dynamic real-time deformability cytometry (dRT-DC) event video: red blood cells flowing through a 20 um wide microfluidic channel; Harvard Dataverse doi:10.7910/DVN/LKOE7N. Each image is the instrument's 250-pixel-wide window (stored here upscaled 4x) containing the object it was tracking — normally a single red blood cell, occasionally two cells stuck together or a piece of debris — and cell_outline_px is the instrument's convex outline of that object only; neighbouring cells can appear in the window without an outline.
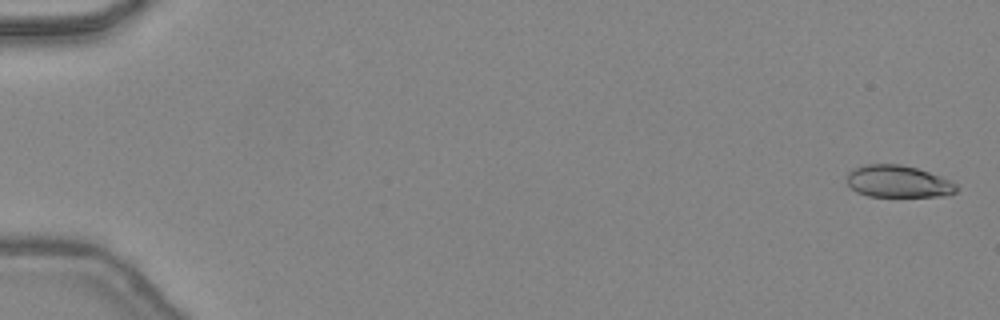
{"species": "common noctule bat (a hibernating species)", "species_latin": "Nyctalus noctula", "temperature_condition": "warm", "stored_images_in_passage": 48, "camera_frame_rate_fps": 3000, "um_per_image_px": 0.085, "animal": {"sex": "female", "body_mass_g": 24.6, "forearm_length_mm": 56.2}, "frame": {"image": 1, "passage_image": 2, "time_ms": 0.333, "image_size_px": [1000, 320], "cell_outline_px": [[960, 188], [956, 192], [948, 196], [868, 196], [856, 192], [848, 184], [848, 172], [856, 168], [868, 164], [900, 164], [916, 168], [940, 176], [956, 184]], "centroid_in_image_um": [76.37, 15.44], "position_along_channel_um": 8.6, "area_um2": 20.35}}
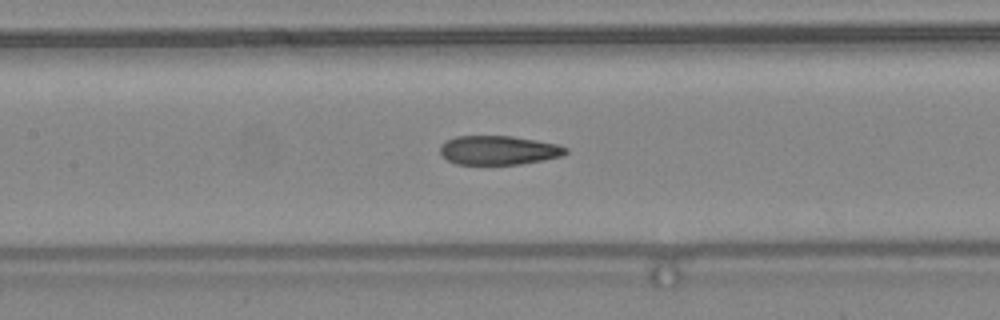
{"frame": {"image": 2, "passage_image": 24, "time_ms": 7.667, "image_size_px": [1000, 320], "cell_outline_px": [[568, 152], [564, 156], [544, 160], [520, 164], [456, 164], [448, 160], [440, 152], [440, 144], [456, 136], [512, 136], [536, 140], [556, 144], [568, 148]], "centroid_in_image_um": [42.41, 12.77], "position_along_channel_um": 165.0, "area_um2": 21.27}}
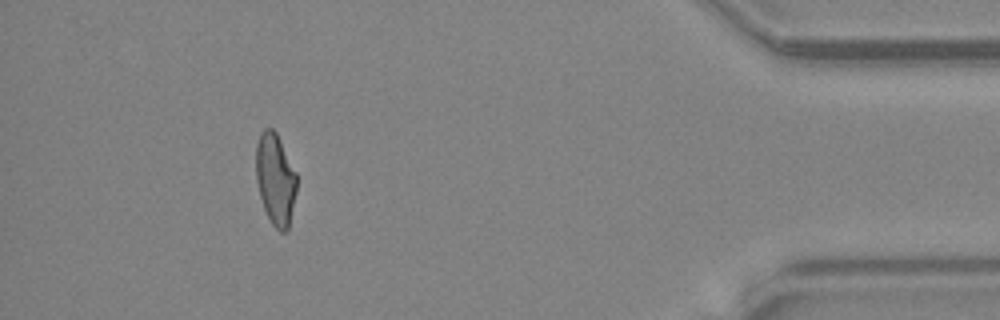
{"frame": {"image": 3, "passage_image": 44, "time_ms": 14.333, "image_size_px": [1000, 320], "cell_outline_px": [[296, 192], [288, 232], [280, 232], [272, 224], [264, 208], [260, 196], [256, 180], [256, 144], [260, 132], [264, 128], [272, 128], [276, 132], [296, 172]], "centroid_in_image_um": [23.4, 15.23], "position_along_channel_um": 411.8, "area_um2": 21.73}, "authors_computed_cell_mechanics": {"area_um2": 22.1952, "velocity_mm_per_s": 4.4877, "shape_relaxation_time_tau1_ms": 7.1244, "shape_relaxation_time_tau2_ms": 1.7439, "deformation_change_tau1": 0.2235, "deformation_change_tau2": 0.0839}}